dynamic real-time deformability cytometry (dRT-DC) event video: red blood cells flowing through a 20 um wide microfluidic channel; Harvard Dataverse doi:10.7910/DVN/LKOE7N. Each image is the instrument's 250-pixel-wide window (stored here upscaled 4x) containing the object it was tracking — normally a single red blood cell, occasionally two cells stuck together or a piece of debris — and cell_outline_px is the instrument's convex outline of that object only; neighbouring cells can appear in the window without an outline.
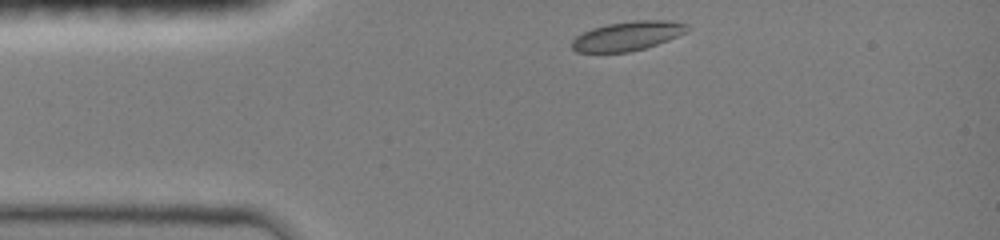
{"species": "common noctule bat (a hibernating species)", "species_latin": "Nyctalus noctula", "temperature_condition": "room temperature", "stored_images_in_passage": 34, "camera_frame_rate_fps": 3000, "um_per_image_px": 0.085, "animal": {"sex": "female", "body_mass_g": 19.0, "forearm_length_mm": 51.5}, "frame": {"image": 1, "passage_image": 1, "time_ms": 0.0, "image_size_px": [1000, 240], "cell_outline_px": [[692, 28], [688, 32], [668, 40], [644, 48], [628, 52], [576, 52], [572, 48], [572, 40], [576, 36], [592, 28], [608, 24], [636, 20], [672, 20], [688, 24]], "centroid_in_image_um": [53.4, 3.04], "position_along_channel_um": 31.6, "area_um2": 19.71}}
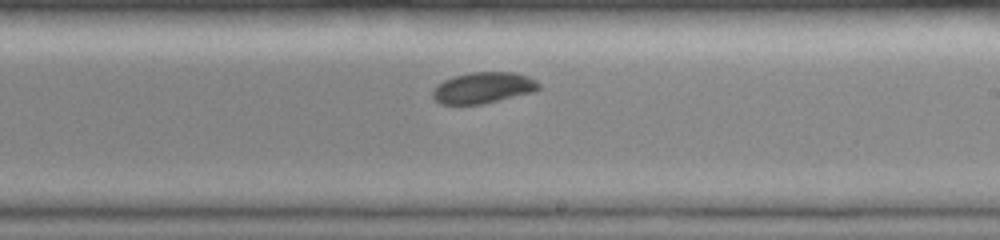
{"frame": {"image": 2, "passage_image": 20, "time_ms": 6.333, "image_size_px": [1000, 240], "cell_outline_px": [[540, 88], [532, 92], [480, 104], [440, 104], [432, 96], [432, 92], [444, 80], [456, 76], [472, 72], [512, 72], [528, 76], [536, 80], [540, 84]], "centroid_in_image_um": [41.09, 7.45], "position_along_channel_um": 247.9, "area_um2": 18.84}}
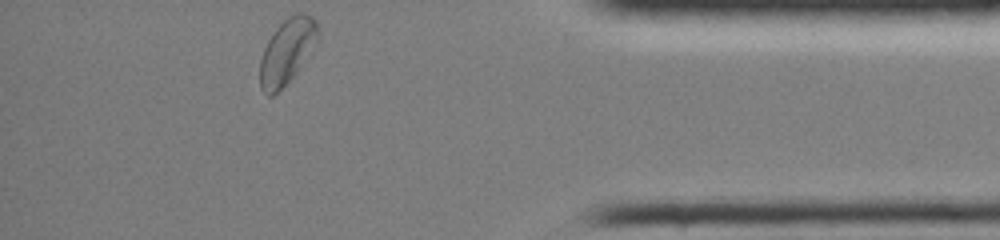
{"frame": {"image": 3, "passage_image": 34, "time_ms": 11.0, "image_size_px": [1000, 240], "cell_outline_px": [[320, 32], [296, 72], [272, 96], [268, 96], [260, 88], [260, 60], [264, 48], [268, 40], [276, 28], [288, 16], [296, 12], [304, 12], [312, 16], [316, 20]], "centroid_in_image_um": [24.37, 4.31], "position_along_channel_um": 410.8, "area_um2": 21.39}, "authors_computed_cell_mechanics": {"area_um2": 19.941, "velocity_mm_per_s": 3.9798, "shape_relaxation_time_tau1_ms": 2.1846, "shape_relaxation_time_tau2_ms": null, "deformation_change_tau1": 0.0713, "deformation_change_tau2": null}}